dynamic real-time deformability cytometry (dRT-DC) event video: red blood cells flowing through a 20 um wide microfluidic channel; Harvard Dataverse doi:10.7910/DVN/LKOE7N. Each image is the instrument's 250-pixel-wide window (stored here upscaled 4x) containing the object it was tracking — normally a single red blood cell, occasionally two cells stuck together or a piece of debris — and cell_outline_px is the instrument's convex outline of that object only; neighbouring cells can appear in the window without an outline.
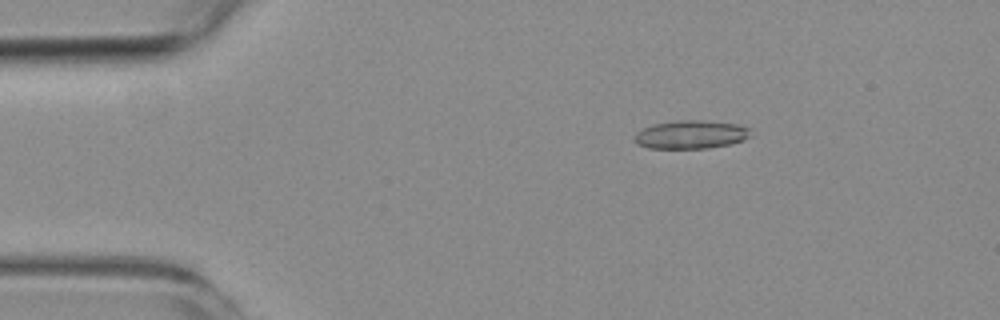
{"species": "common noctule bat (a hibernating species)", "species_latin": "Nyctalus noctula", "temperature_condition": "room temperature", "stored_images_in_passage": 6, "camera_frame_rate_fps": 3000, "um_per_image_px": 0.085, "animal": {"sex": "female", "body_mass_g": 19.3, "forearm_length_mm": 54.1}, "frame": {"image": 1, "passage_image": 3, "time_ms": 2.333, "image_size_px": [1000, 320], "cell_outline_px": [[752, 136], [744, 140], [728, 144], [708, 148], [648, 148], [636, 144], [632, 140], [632, 136], [636, 132], [644, 128], [656, 124], [676, 120], [700, 120], [740, 124], [748, 128]], "centroid_in_image_um": [58.7, 11.44], "position_along_channel_um": 26.3, "area_um2": 19.31}}
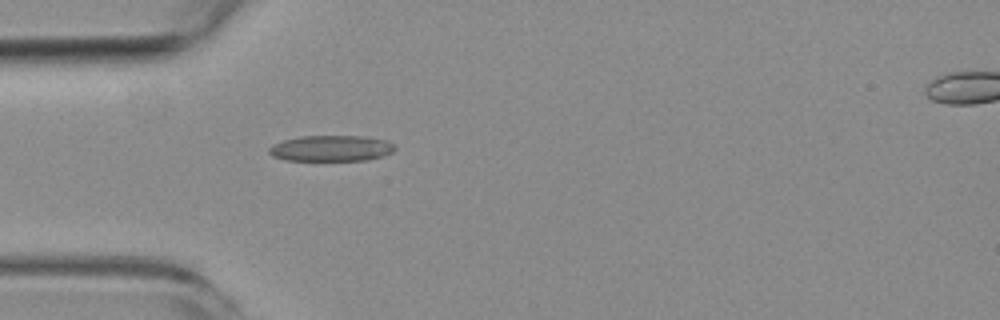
{"frame": {"image": 2, "passage_image": 5, "time_ms": 4.667, "image_size_px": [1000, 320], "cell_outline_px": [[396, 148], [392, 152], [384, 156], [368, 160], [284, 160], [272, 156], [268, 152], [268, 148], [272, 144], [284, 140], [300, 136], [360, 136], [388, 140]], "centroid_in_image_um": [28.14, 12.61], "position_along_channel_um": 56.9, "area_um2": 19.07}}